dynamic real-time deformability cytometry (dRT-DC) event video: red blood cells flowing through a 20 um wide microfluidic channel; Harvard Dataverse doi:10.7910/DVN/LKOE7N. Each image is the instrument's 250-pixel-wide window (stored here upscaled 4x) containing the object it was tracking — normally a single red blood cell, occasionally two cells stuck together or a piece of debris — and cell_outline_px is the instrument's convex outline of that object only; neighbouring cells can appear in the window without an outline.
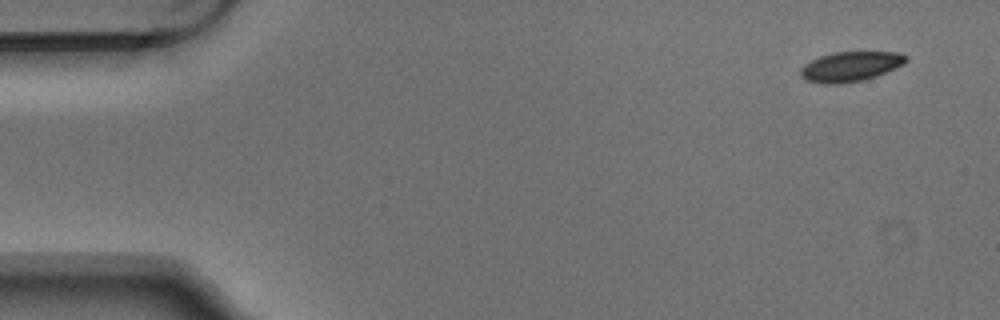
{"species": "Egyptian fruit bat (a non-hibernating species)", "species_latin": "Rousettus aegyptiacus", "temperature_condition": "warm", "stored_images_in_passage": 6, "camera_frame_rate_fps": 3000, "um_per_image_px": 0.085, "animal": {"sex": "male"}, "frame": {"image": 1, "passage_image": 1, "time_ms": 0.0, "image_size_px": [1000, 320], "cell_outline_px": [[908, 60], [904, 64], [896, 68], [876, 76], [864, 80], [840, 84], [824, 84], [804, 80], [800, 76], [800, 68], [804, 64], [820, 56], [836, 52], [900, 52], [908, 56]], "centroid_in_image_um": [72.29, 5.66], "position_along_channel_um": 12.7, "area_um2": 18.55}}
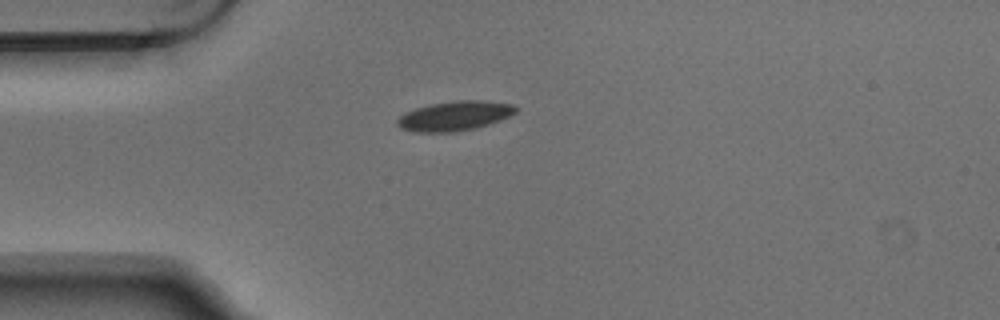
{"frame": {"image": 2, "passage_image": 4, "time_ms": 1.0, "image_size_px": [1000, 320], "cell_outline_px": [[516, 112], [500, 120], [476, 128], [452, 132], [416, 132], [400, 128], [396, 124], [396, 120], [400, 116], [416, 108], [432, 104], [460, 100], [480, 100], [512, 104], [516, 108]], "centroid_in_image_um": [38.63, 9.86], "position_along_channel_um": 46.4, "area_um2": 20.11}}
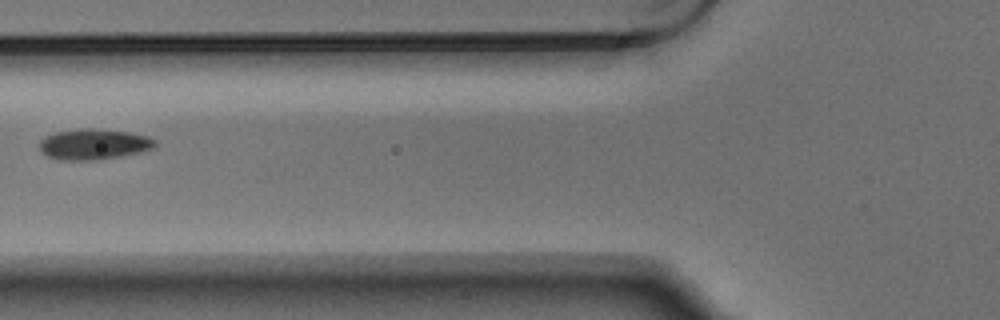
{"frame": {"image": 3, "passage_image": 6, "time_ms": 1.667, "image_size_px": [1000, 320], "cell_outline_px": [[156, 144], [152, 148], [140, 152], [120, 156], [96, 160], [60, 160], [44, 156], [40, 152], [40, 140], [44, 136], [56, 132], [84, 128], [128, 132], [148, 136], [156, 140]], "centroid_in_image_um": [7.92, 12.27], "position_along_channel_um": 117.9, "area_um2": 20.63}}